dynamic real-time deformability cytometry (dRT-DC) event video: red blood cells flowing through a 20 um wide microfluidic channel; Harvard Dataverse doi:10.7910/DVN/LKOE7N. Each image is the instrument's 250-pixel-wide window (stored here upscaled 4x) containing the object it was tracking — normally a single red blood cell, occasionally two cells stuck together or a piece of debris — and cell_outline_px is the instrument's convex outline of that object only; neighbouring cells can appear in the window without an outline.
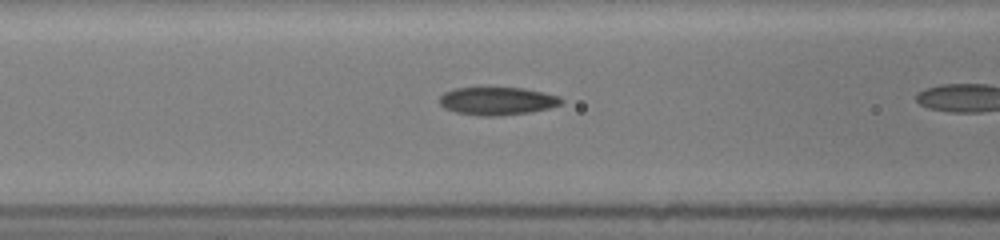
{"species": "common noctule bat (a hibernating species)", "species_latin": "Nyctalus noctula", "temperature_condition": "room temperature", "stored_images_in_passage": 18, "camera_frame_rate_fps": 3000, "um_per_image_px": 0.085, "animal": {"sex": "female", "body_mass_g": 19.5, "forearm_length_mm": 54.1}, "frame": {"image": 1, "passage_image": 13, "time_ms": 4.0, "image_size_px": [1000, 240], "cell_outline_px": [[564, 100], [560, 104], [548, 108], [528, 112], [500, 116], [480, 116], [456, 112], [444, 108], [440, 104], [440, 96], [444, 92], [456, 88], [524, 88], [544, 92], [560, 96]], "centroid_in_image_um": [42.27, 8.58], "position_along_channel_um": 124.3, "area_um2": 19.77}}
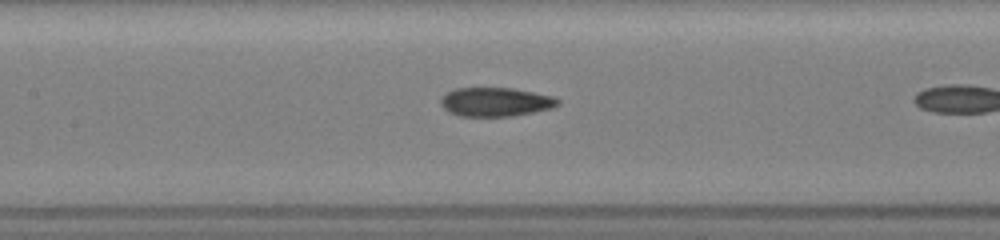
{"frame": {"image": 2, "passage_image": 16, "time_ms": 5.0, "image_size_px": [1000, 240], "cell_outline_px": [[560, 104], [552, 108], [512, 116], [460, 116], [448, 112], [440, 104], [440, 100], [448, 92], [456, 88], [512, 88], [552, 96], [560, 100]], "centroid_in_image_um": [42.12, 8.67], "position_along_channel_um": 165.3, "area_um2": 19.59}}